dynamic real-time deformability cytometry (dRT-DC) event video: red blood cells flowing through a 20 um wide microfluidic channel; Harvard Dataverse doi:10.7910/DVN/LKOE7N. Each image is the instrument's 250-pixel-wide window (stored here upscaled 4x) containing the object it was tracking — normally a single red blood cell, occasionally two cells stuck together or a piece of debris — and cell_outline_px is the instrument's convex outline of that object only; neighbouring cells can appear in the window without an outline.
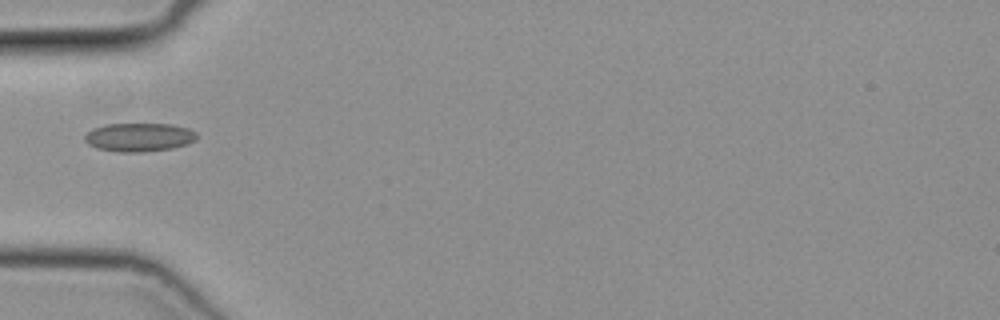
{"species": "common noctule bat (a hibernating species)", "species_latin": "Nyctalus noctula", "temperature_condition": "cold", "stored_images_in_passage": 33, "camera_frame_rate_fps": 3000, "um_per_image_px": 0.085, "animal": {"sex": "female", "body_mass_g": 19.3, "forearm_length_mm": 54.1}, "frame": {"image": 1, "passage_image": 1, "time_ms": 0.0, "image_size_px": [1000, 320], "cell_outline_px": [[196, 140], [188, 144], [172, 148], [144, 152], [116, 152], [96, 148], [88, 144], [84, 140], [84, 136], [92, 128], [104, 124], [172, 124], [188, 128], [196, 132]], "centroid_in_image_um": [11.81, 11.66], "position_along_channel_um": 73.2, "area_um2": 18.84}}